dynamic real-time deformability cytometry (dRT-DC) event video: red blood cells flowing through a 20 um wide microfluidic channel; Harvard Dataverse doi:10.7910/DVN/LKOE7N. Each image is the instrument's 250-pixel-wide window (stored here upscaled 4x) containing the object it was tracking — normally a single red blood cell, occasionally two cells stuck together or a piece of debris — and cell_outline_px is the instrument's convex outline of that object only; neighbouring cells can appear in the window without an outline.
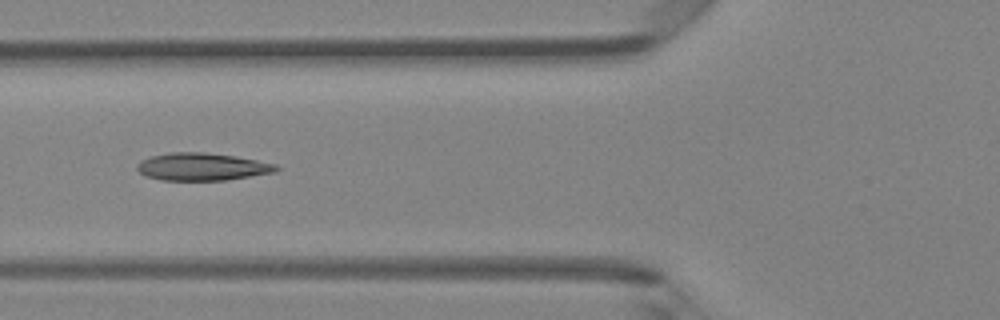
{"species": "Egyptian fruit bat (a non-hibernating species)", "species_latin": "Rousettus aegyptiacus", "temperature_condition": "room temperature", "stored_images_in_passage": 5, "camera_frame_rate_fps": 3000, "um_per_image_px": 0.085, "animal": {"sex": "female"}, "frame": {"image": 1, "passage_image": 5, "time_ms": 1.333, "image_size_px": [1000, 320], "cell_outline_px": [[280, 168], [276, 172], [228, 180], [160, 180], [144, 176], [136, 168], [136, 164], [140, 160], [152, 156], [172, 152], [204, 152], [236, 156], [276, 164]], "centroid_in_image_um": [17.17, 14.18], "position_along_channel_um": 108.6, "area_um2": 22.48}}